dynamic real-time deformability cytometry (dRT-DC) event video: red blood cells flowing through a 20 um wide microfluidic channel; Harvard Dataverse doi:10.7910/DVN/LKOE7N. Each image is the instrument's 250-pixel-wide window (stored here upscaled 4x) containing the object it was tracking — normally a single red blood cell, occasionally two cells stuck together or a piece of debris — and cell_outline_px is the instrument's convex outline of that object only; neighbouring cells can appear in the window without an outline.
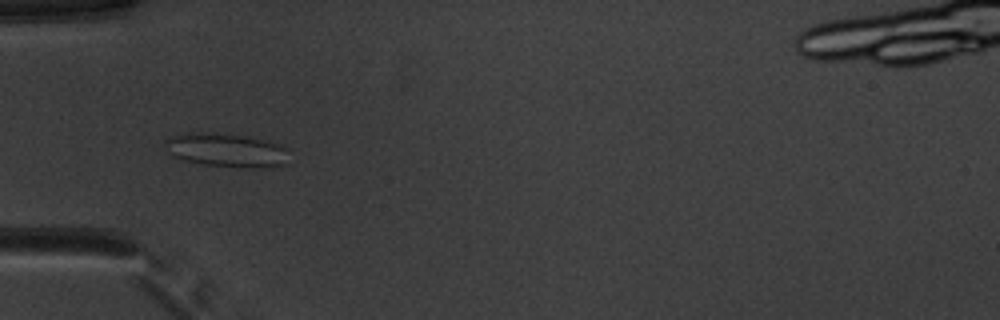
{"species": "common noctule bat (a hibernating species)", "species_latin": "Nyctalus noctula", "temperature_condition": "warm", "stored_images_in_passage": 53, "camera_frame_rate_fps": 3000, "um_per_image_px": 0.085, "animal": {"sex": "male", "body_mass_g": 20.1, "forearm_length_mm": 53.5}, "frame": {"image": 1, "passage_image": 18, "time_ms": 5.667, "image_size_px": [1000, 320], "cell_outline_px": [[292, 164], [264, 168], [248, 168], [204, 164], [172, 156], [168, 152], [164, 144], [164, 140], [172, 136], [188, 132], [240, 136], [280, 144], [288, 148]], "centroid_in_image_um": [19.34, 12.8], "position_along_channel_um": 65.7, "area_um2": 24.28}}
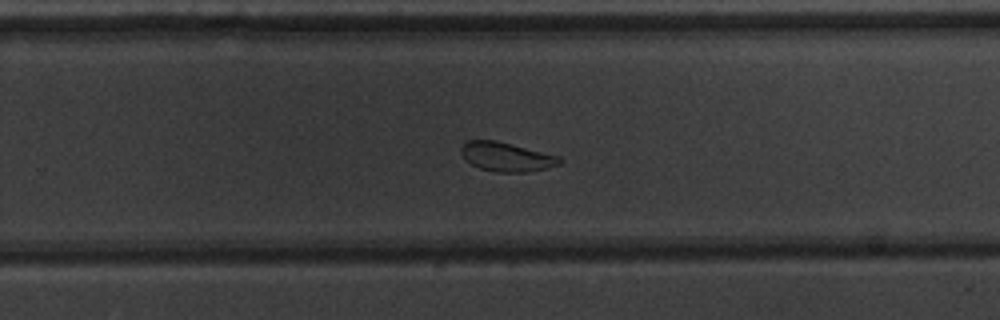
{"frame": {"image": 2, "passage_image": 35, "time_ms": 11.333, "image_size_px": [1000, 320], "cell_outline_px": [[564, 160], [560, 164], [548, 168], [524, 172], [496, 172], [480, 168], [472, 164], [460, 152], [460, 148], [468, 140], [496, 140], [560, 156]], "centroid_in_image_um": [43.09, 13.33], "position_along_channel_um": 286.7, "area_um2": 16.65}}
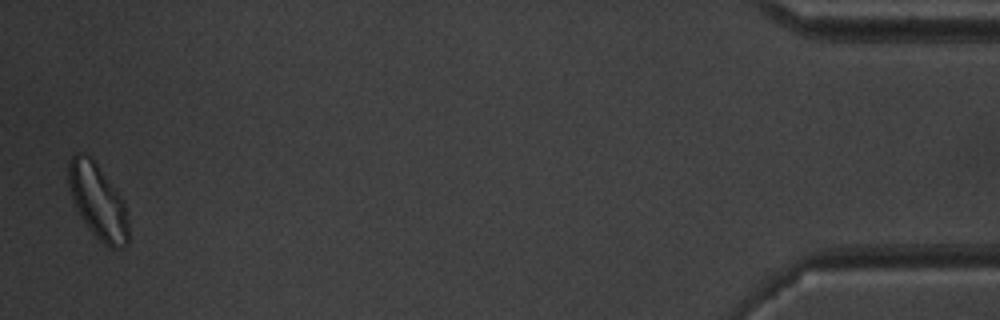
{"frame": {"image": 3, "passage_image": 52, "time_ms": 17.0, "image_size_px": [1000, 320], "cell_outline_px": [[128, 244], [124, 248], [108, 248], [92, 232], [76, 208], [72, 200], [68, 184], [68, 160], [76, 152], [84, 152], [96, 164], [124, 200], [128, 220]], "centroid_in_image_um": [8.32, 17.13], "position_along_channel_um": 426.9, "area_um2": 26.01}, "authors_computed_cell_mechanics": {"area_um2": 22.9466, "velocity_mm_per_s": 3.9186, "shape_relaxation_time_tau1_ms": 7.9936, "shape_relaxation_time_tau2_ms": 1.3375, "deformation_change_tau1": 0.1122, "deformation_change_tau2": 0.0623}}